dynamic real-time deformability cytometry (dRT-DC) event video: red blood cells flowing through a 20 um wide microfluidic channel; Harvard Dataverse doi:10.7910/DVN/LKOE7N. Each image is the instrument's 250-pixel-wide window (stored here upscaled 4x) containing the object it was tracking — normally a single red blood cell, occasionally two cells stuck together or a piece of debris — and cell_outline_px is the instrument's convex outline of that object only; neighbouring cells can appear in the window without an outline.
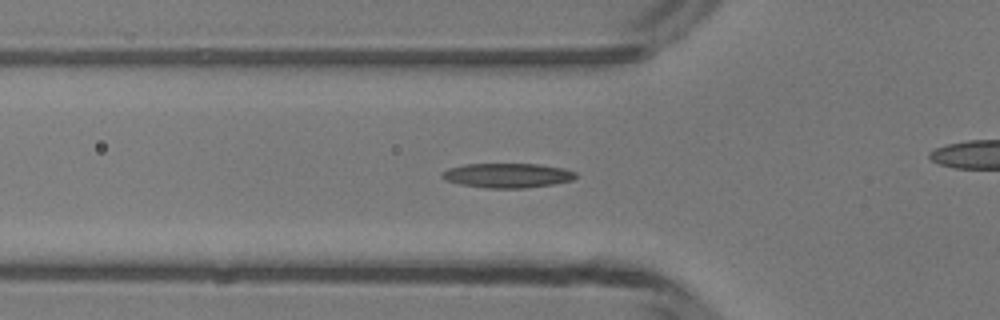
{"species": "common noctule bat (a hibernating species)", "species_latin": "Nyctalus noctula", "temperature_condition": "room temperature", "stored_images_in_passage": 50, "camera_frame_rate_fps": 3000, "um_per_image_px": 0.085, "animal": {"sex": "male", "body_mass_g": 13.3}, "frame": {"image": 1, "passage_image": 17, "time_ms": 5.333, "image_size_px": [1000, 320], "cell_outline_px": [[576, 176], [572, 180], [552, 184], [524, 188], [484, 188], [460, 184], [444, 180], [440, 176], [440, 172], [448, 168], [464, 164], [536, 164], [564, 168], [576, 172]], "centroid_in_image_um": [43.07, 14.91], "position_along_channel_um": 82.7, "area_um2": 19.19}}
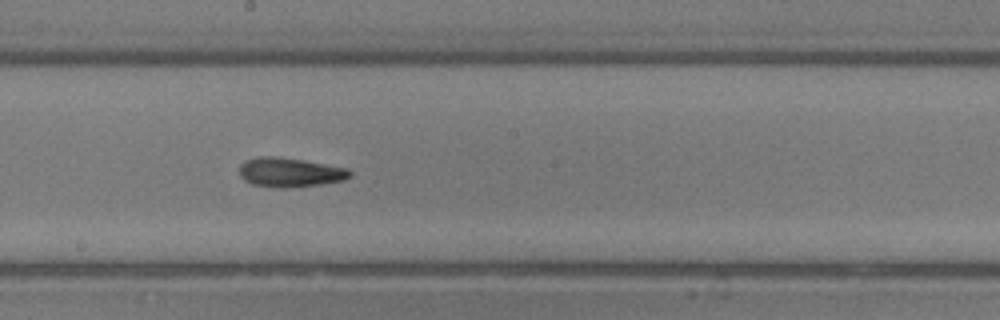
{"frame": {"image": 2, "passage_image": 27, "time_ms": 8.667, "image_size_px": [1000, 320], "cell_outline_px": [[352, 176], [344, 180], [320, 184], [288, 188], [280, 188], [252, 184], [244, 180], [240, 176], [240, 164], [244, 160], [260, 156], [276, 156], [348, 168], [352, 172]], "centroid_in_image_um": [24.63, 14.65], "position_along_channel_um": 223.6, "area_um2": 18.84}}
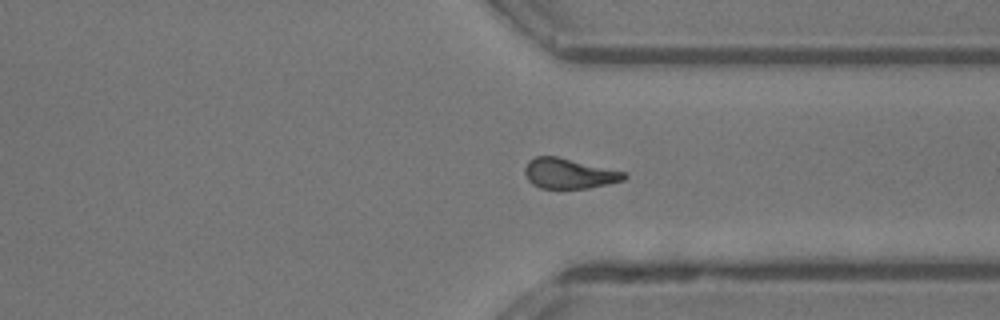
{"frame": {"image": 3, "passage_image": 37, "time_ms": 12.0, "image_size_px": [1000, 320], "cell_outline_px": [[628, 176], [624, 180], [588, 188], [540, 188], [532, 184], [528, 180], [524, 172], [524, 168], [528, 160], [536, 156], [556, 156], [624, 172]], "centroid_in_image_um": [48.32, 14.75], "position_along_channel_um": 363.1, "area_um2": 17.28}, "authors_computed_cell_mechanics": {"area_um2": 17.7446, "velocity_mm_per_s": 4.1997, "shape_relaxation_time_tau1_ms": null, "shape_relaxation_time_tau2_ms": 10.0126, "deformation_change_tau1": null, "deformation_change_tau2": 0.1961}}